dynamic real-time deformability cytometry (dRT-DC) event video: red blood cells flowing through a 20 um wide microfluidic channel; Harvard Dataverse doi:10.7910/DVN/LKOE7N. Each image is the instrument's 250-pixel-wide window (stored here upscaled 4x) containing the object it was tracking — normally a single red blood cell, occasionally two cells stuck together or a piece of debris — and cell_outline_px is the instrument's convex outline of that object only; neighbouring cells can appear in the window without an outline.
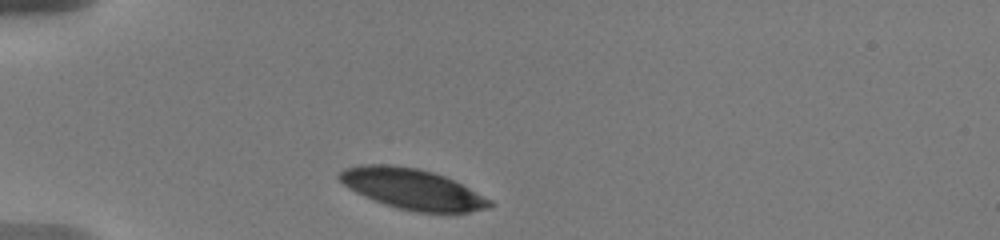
{"species": "human", "species_latin": "Homo sapiens", "temperature_condition": "warm", "stored_images_in_passage": 17, "camera_frame_rate_fps": 3000, "um_per_image_px": 0.085, "donor": {"sex": "male"}, "frame": {"image": 1, "passage_image": 1, "time_ms": 0.0, "image_size_px": [1000, 240], "cell_outline_px": [[496, 204], [488, 208], [468, 212], [420, 212], [400, 208], [364, 196], [348, 188], [336, 176], [344, 168], [360, 164], [388, 164], [416, 168], [432, 172], [444, 176], [492, 200]], "centroid_in_image_um": [35.03, 16.05], "position_along_channel_um": 50.0, "area_um2": 34.97}}
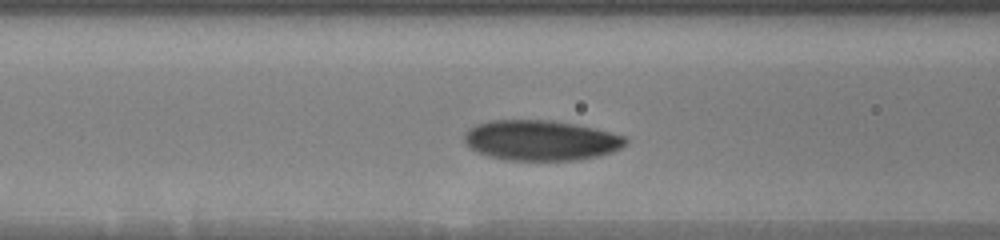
{"frame": {"image": 2, "passage_image": 8, "time_ms": 2.667, "image_size_px": [1000, 240], "cell_outline_px": [[628, 140], [620, 148], [612, 152], [580, 160], [504, 160], [488, 156], [464, 144], [464, 132], [468, 128], [476, 124], [488, 120], [552, 120], [592, 128], [624, 136]], "centroid_in_image_um": [45.91, 11.93], "position_along_channel_um": 120.7, "area_um2": 37.74}}
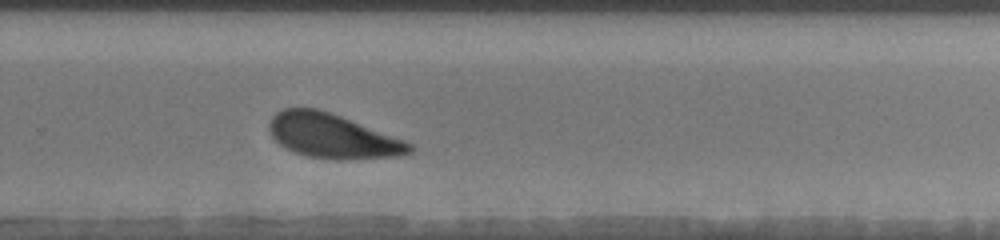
{"frame": {"image": 3, "passage_image": 17, "time_ms": 7.667, "image_size_px": [1000, 240], "cell_outline_px": [[416, 148], [412, 152], [400, 156], [340, 160], [308, 156], [284, 148], [272, 136], [268, 128], [268, 124], [272, 116], [276, 112], [284, 108], [316, 108], [332, 112], [404, 140], [412, 144]], "centroid_in_image_um": [28.27, 11.55], "position_along_channel_um": 301.5, "area_um2": 36.41}}